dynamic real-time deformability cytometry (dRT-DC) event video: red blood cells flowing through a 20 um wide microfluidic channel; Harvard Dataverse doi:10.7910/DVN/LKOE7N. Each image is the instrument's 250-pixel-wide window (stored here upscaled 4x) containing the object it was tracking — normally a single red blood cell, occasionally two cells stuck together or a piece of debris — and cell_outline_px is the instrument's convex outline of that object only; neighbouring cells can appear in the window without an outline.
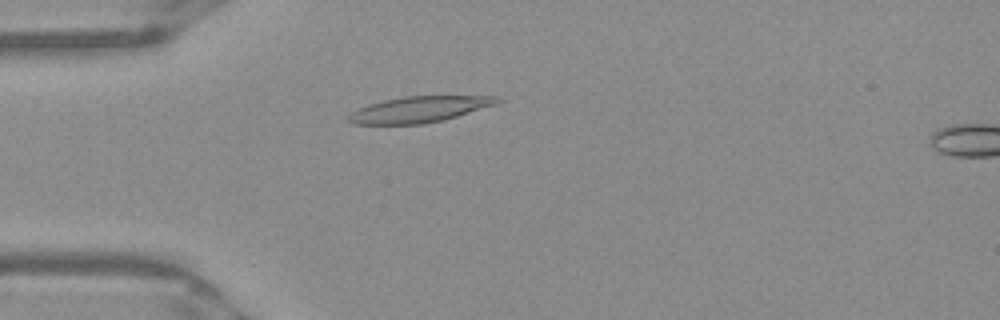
{"species": "Egyptian fruit bat (a non-hibernating species)", "species_latin": "Rousettus aegyptiacus", "temperature_condition": "warm", "stored_images_in_passage": 39, "camera_frame_rate_fps": 3000, "um_per_image_px": 0.085, "frame": {"image": 1, "passage_image": 2, "time_ms": 0.333, "image_size_px": [1000, 320], "cell_outline_px": [[504, 100], [496, 104], [444, 120], [424, 124], [352, 124], [344, 120], [356, 108], [368, 104], [384, 100], [404, 96], [500, 96]], "centroid_in_image_um": [35.61, 9.3], "position_along_channel_um": 49.4, "area_um2": 22.72}}
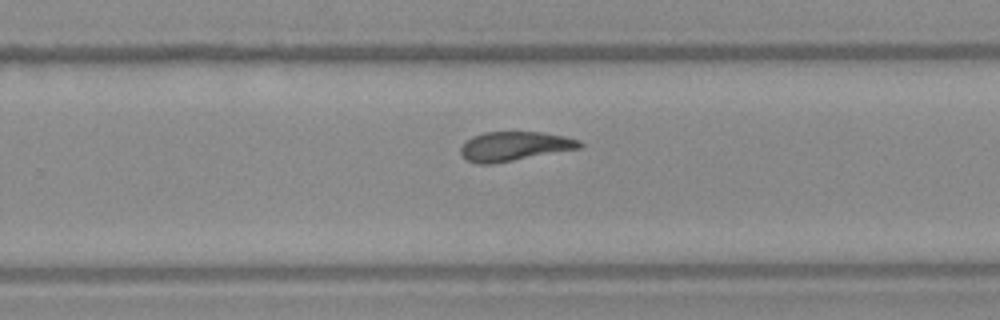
{"frame": {"image": 2, "passage_image": 21, "time_ms": 6.667, "image_size_px": [1000, 320], "cell_outline_px": [[584, 144], [580, 148], [492, 164], [476, 164], [468, 160], [460, 152], [460, 148], [472, 136], [484, 132], [540, 132], [564, 136], [580, 140]], "centroid_in_image_um": [43.73, 12.43], "position_along_channel_um": 286.1, "area_um2": 20.11}}
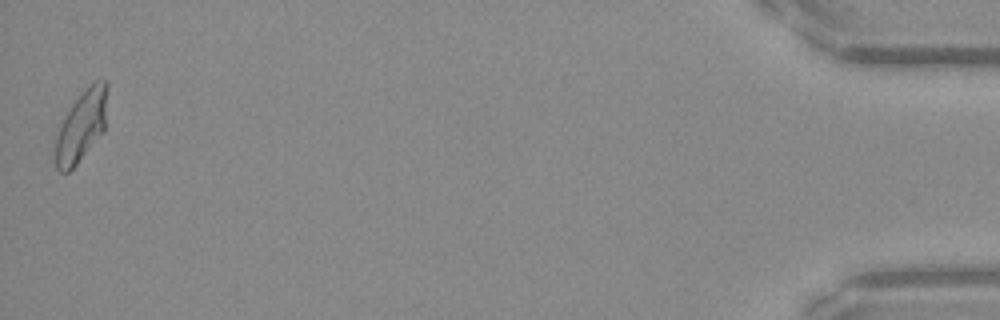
{"frame": {"image": 3, "passage_image": 39, "time_ms": 12.667, "image_size_px": [1000, 320], "cell_outline_px": [[108, 84], [104, 132], [76, 164], [68, 172], [60, 172], [56, 168], [56, 136], [72, 104], [96, 80], [104, 80]], "centroid_in_image_um": [6.95, 10.73], "position_along_channel_um": 428.2, "area_um2": 20.81}, "authors_computed_cell_mechanics": {"area_um2": 20.7502, "velocity_mm_per_s": 3.9294, "shape_relaxation_time_tau1_ms": null, "shape_relaxation_time_tau2_ms": 2.5373, "deformation_change_tau1": null, "deformation_change_tau2": 0.0957}}